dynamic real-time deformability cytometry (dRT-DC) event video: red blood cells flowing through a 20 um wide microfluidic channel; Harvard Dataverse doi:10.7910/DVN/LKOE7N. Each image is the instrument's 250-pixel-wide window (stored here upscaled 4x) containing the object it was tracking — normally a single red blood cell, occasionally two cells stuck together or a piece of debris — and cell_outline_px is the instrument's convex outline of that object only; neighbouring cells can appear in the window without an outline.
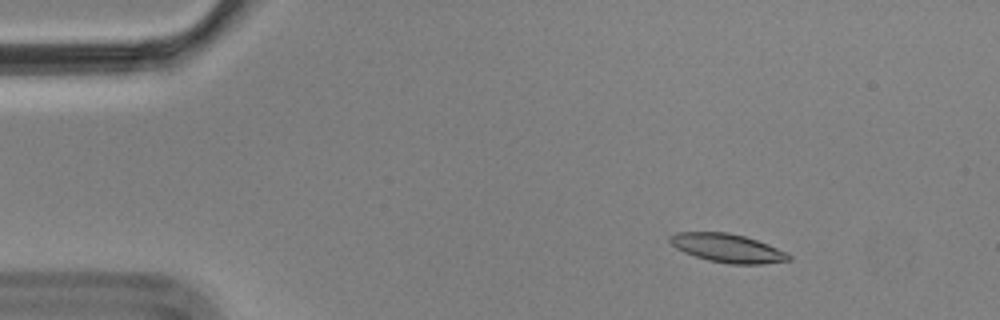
{"species": "Egyptian fruit bat (a non-hibernating species)", "species_latin": "Rousettus aegyptiacus", "temperature_condition": "cold", "stored_images_in_passage": 9, "camera_frame_rate_fps": 3000, "um_per_image_px": 0.085, "animal": {"sex": "male"}, "frame": {"image": 1, "passage_image": 2, "time_ms": 0.333, "image_size_px": [1000, 320], "cell_outline_px": [[792, 260], [764, 264], [728, 264], [708, 260], [684, 252], [676, 248], [668, 240], [668, 236], [676, 232], [728, 232], [744, 236], [768, 244], [788, 252], [792, 256]], "centroid_in_image_um": [61.86, 21.09], "position_along_channel_um": 23.1, "area_um2": 19.94}}
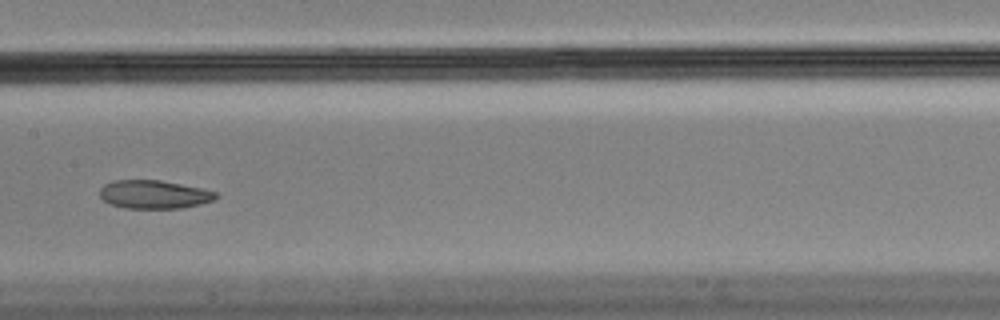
{"frame": {"image": 2, "passage_image": 8, "time_ms": 2.333, "image_size_px": [1000, 320], "cell_outline_px": [[220, 196], [216, 200], [184, 208], [124, 208], [112, 204], [104, 200], [100, 196], [100, 188], [104, 184], [112, 180], [160, 180], [204, 188], [216, 192]], "centroid_in_image_um": [13.14, 16.52], "position_along_channel_um": 194.3, "area_um2": 19.42}}
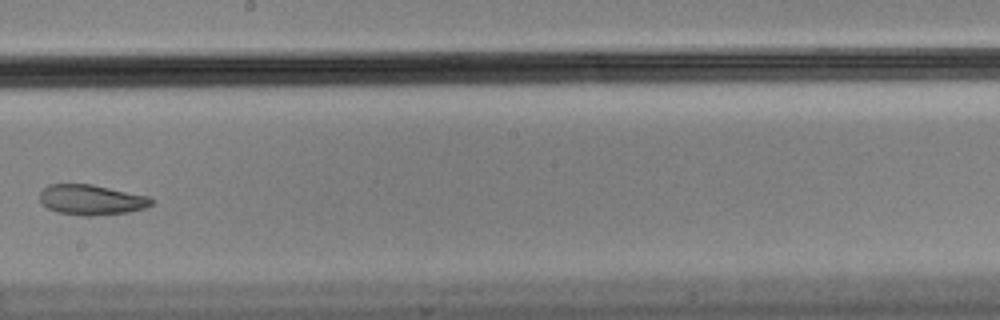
{"frame": {"image": 3, "passage_image": 9, "time_ms": 2.667, "image_size_px": [1000, 320], "cell_outline_px": [[156, 200], [152, 204], [144, 208], [128, 212], [92, 216], [84, 216], [60, 212], [48, 208], [40, 200], [40, 192], [48, 184], [92, 184], [148, 196]], "centroid_in_image_um": [7.79, 16.98], "position_along_channel_um": 240.4, "area_um2": 19.59}}